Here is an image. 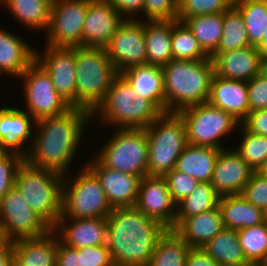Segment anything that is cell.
<instances>
[{
	"label": "cell",
	"instance_id": "6da1fadb",
	"mask_svg": "<svg viewBox=\"0 0 267 266\" xmlns=\"http://www.w3.org/2000/svg\"><path fill=\"white\" fill-rule=\"evenodd\" d=\"M91 122V113L78 107L37 120L33 142L24 153L25 161L38 168L68 174L82 144L85 128Z\"/></svg>",
	"mask_w": 267,
	"mask_h": 266
},
{
	"label": "cell",
	"instance_id": "7a4b0ae2",
	"mask_svg": "<svg viewBox=\"0 0 267 266\" xmlns=\"http://www.w3.org/2000/svg\"><path fill=\"white\" fill-rule=\"evenodd\" d=\"M167 230L135 207L113 208L107 217L106 244L114 266H147Z\"/></svg>",
	"mask_w": 267,
	"mask_h": 266
},
{
	"label": "cell",
	"instance_id": "3957f363",
	"mask_svg": "<svg viewBox=\"0 0 267 266\" xmlns=\"http://www.w3.org/2000/svg\"><path fill=\"white\" fill-rule=\"evenodd\" d=\"M165 113L205 103L210 93L214 75L213 62L210 59L180 60L172 59L162 67Z\"/></svg>",
	"mask_w": 267,
	"mask_h": 266
},
{
	"label": "cell",
	"instance_id": "277c9868",
	"mask_svg": "<svg viewBox=\"0 0 267 266\" xmlns=\"http://www.w3.org/2000/svg\"><path fill=\"white\" fill-rule=\"evenodd\" d=\"M162 112L148 99L137 97L132 86L118 73L112 80L103 102L91 114L102 124L118 129H144ZM94 117V118H93Z\"/></svg>",
	"mask_w": 267,
	"mask_h": 266
},
{
	"label": "cell",
	"instance_id": "5b68a950",
	"mask_svg": "<svg viewBox=\"0 0 267 266\" xmlns=\"http://www.w3.org/2000/svg\"><path fill=\"white\" fill-rule=\"evenodd\" d=\"M117 74L105 48L76 47V107L92 114Z\"/></svg>",
	"mask_w": 267,
	"mask_h": 266
},
{
	"label": "cell",
	"instance_id": "8992f818",
	"mask_svg": "<svg viewBox=\"0 0 267 266\" xmlns=\"http://www.w3.org/2000/svg\"><path fill=\"white\" fill-rule=\"evenodd\" d=\"M63 177L56 171L32 166L25 160L15 176V188L52 228L61 216Z\"/></svg>",
	"mask_w": 267,
	"mask_h": 266
},
{
	"label": "cell",
	"instance_id": "52a82bcc",
	"mask_svg": "<svg viewBox=\"0 0 267 266\" xmlns=\"http://www.w3.org/2000/svg\"><path fill=\"white\" fill-rule=\"evenodd\" d=\"M148 176H164L175 168L187 143L186 125L177 112L162 113L145 128Z\"/></svg>",
	"mask_w": 267,
	"mask_h": 266
},
{
	"label": "cell",
	"instance_id": "ba28073f",
	"mask_svg": "<svg viewBox=\"0 0 267 266\" xmlns=\"http://www.w3.org/2000/svg\"><path fill=\"white\" fill-rule=\"evenodd\" d=\"M80 168L73 180L63 177L59 218H107L112 207L98 178L85 164Z\"/></svg>",
	"mask_w": 267,
	"mask_h": 266
},
{
	"label": "cell",
	"instance_id": "9c48e42d",
	"mask_svg": "<svg viewBox=\"0 0 267 266\" xmlns=\"http://www.w3.org/2000/svg\"><path fill=\"white\" fill-rule=\"evenodd\" d=\"M94 156L104 167L143 178L148 176V140L144 129L115 128Z\"/></svg>",
	"mask_w": 267,
	"mask_h": 266
},
{
	"label": "cell",
	"instance_id": "30bf717a",
	"mask_svg": "<svg viewBox=\"0 0 267 266\" xmlns=\"http://www.w3.org/2000/svg\"><path fill=\"white\" fill-rule=\"evenodd\" d=\"M186 125L187 143L225 149V137L241 123L224 110L208 102L195 104L177 112ZM223 139V140H222Z\"/></svg>",
	"mask_w": 267,
	"mask_h": 266
},
{
	"label": "cell",
	"instance_id": "8fae6325",
	"mask_svg": "<svg viewBox=\"0 0 267 266\" xmlns=\"http://www.w3.org/2000/svg\"><path fill=\"white\" fill-rule=\"evenodd\" d=\"M0 226L10 242L37 238L52 230L15 186L0 199Z\"/></svg>",
	"mask_w": 267,
	"mask_h": 266
},
{
	"label": "cell",
	"instance_id": "7c38bea8",
	"mask_svg": "<svg viewBox=\"0 0 267 266\" xmlns=\"http://www.w3.org/2000/svg\"><path fill=\"white\" fill-rule=\"evenodd\" d=\"M19 78L23 82L26 112L36 121L63 114L71 108L54 89L50 76L36 61Z\"/></svg>",
	"mask_w": 267,
	"mask_h": 266
},
{
	"label": "cell",
	"instance_id": "4fadbf2b",
	"mask_svg": "<svg viewBox=\"0 0 267 266\" xmlns=\"http://www.w3.org/2000/svg\"><path fill=\"white\" fill-rule=\"evenodd\" d=\"M91 0H52L46 45L82 46V30Z\"/></svg>",
	"mask_w": 267,
	"mask_h": 266
},
{
	"label": "cell",
	"instance_id": "5bb4252c",
	"mask_svg": "<svg viewBox=\"0 0 267 266\" xmlns=\"http://www.w3.org/2000/svg\"><path fill=\"white\" fill-rule=\"evenodd\" d=\"M140 19H124L105 47L117 73L134 65L146 64L145 28L143 19Z\"/></svg>",
	"mask_w": 267,
	"mask_h": 266
},
{
	"label": "cell",
	"instance_id": "9a60e30c",
	"mask_svg": "<svg viewBox=\"0 0 267 266\" xmlns=\"http://www.w3.org/2000/svg\"><path fill=\"white\" fill-rule=\"evenodd\" d=\"M35 49V61L47 72L54 89L71 107H76V47L46 45Z\"/></svg>",
	"mask_w": 267,
	"mask_h": 266
},
{
	"label": "cell",
	"instance_id": "2e32d148",
	"mask_svg": "<svg viewBox=\"0 0 267 266\" xmlns=\"http://www.w3.org/2000/svg\"><path fill=\"white\" fill-rule=\"evenodd\" d=\"M134 207L167 229L174 230L176 203L163 176L141 178Z\"/></svg>",
	"mask_w": 267,
	"mask_h": 266
},
{
	"label": "cell",
	"instance_id": "e0dca14e",
	"mask_svg": "<svg viewBox=\"0 0 267 266\" xmlns=\"http://www.w3.org/2000/svg\"><path fill=\"white\" fill-rule=\"evenodd\" d=\"M253 173L234 148H225L219 152L210 183L220 197L240 195Z\"/></svg>",
	"mask_w": 267,
	"mask_h": 266
},
{
	"label": "cell",
	"instance_id": "ac0fdd59",
	"mask_svg": "<svg viewBox=\"0 0 267 266\" xmlns=\"http://www.w3.org/2000/svg\"><path fill=\"white\" fill-rule=\"evenodd\" d=\"M85 165L98 178L112 209L134 207L141 177L106 168L93 157Z\"/></svg>",
	"mask_w": 267,
	"mask_h": 266
},
{
	"label": "cell",
	"instance_id": "d6986e66",
	"mask_svg": "<svg viewBox=\"0 0 267 266\" xmlns=\"http://www.w3.org/2000/svg\"><path fill=\"white\" fill-rule=\"evenodd\" d=\"M123 20L106 0H91L82 30V46L105 48Z\"/></svg>",
	"mask_w": 267,
	"mask_h": 266
},
{
	"label": "cell",
	"instance_id": "ffe728a7",
	"mask_svg": "<svg viewBox=\"0 0 267 266\" xmlns=\"http://www.w3.org/2000/svg\"><path fill=\"white\" fill-rule=\"evenodd\" d=\"M52 229L68 247L97 246L106 244L107 218H59Z\"/></svg>",
	"mask_w": 267,
	"mask_h": 266
},
{
	"label": "cell",
	"instance_id": "44dd1931",
	"mask_svg": "<svg viewBox=\"0 0 267 266\" xmlns=\"http://www.w3.org/2000/svg\"><path fill=\"white\" fill-rule=\"evenodd\" d=\"M25 109L0 107V149L25 153L30 148L36 120Z\"/></svg>",
	"mask_w": 267,
	"mask_h": 266
},
{
	"label": "cell",
	"instance_id": "7402d4cb",
	"mask_svg": "<svg viewBox=\"0 0 267 266\" xmlns=\"http://www.w3.org/2000/svg\"><path fill=\"white\" fill-rule=\"evenodd\" d=\"M210 58L214 73L225 79L248 82L259 73L261 54L256 46L214 52Z\"/></svg>",
	"mask_w": 267,
	"mask_h": 266
},
{
	"label": "cell",
	"instance_id": "603a6c76",
	"mask_svg": "<svg viewBox=\"0 0 267 266\" xmlns=\"http://www.w3.org/2000/svg\"><path fill=\"white\" fill-rule=\"evenodd\" d=\"M207 102L242 123L250 112L247 82L225 79L214 73Z\"/></svg>",
	"mask_w": 267,
	"mask_h": 266
},
{
	"label": "cell",
	"instance_id": "cb8c5ba5",
	"mask_svg": "<svg viewBox=\"0 0 267 266\" xmlns=\"http://www.w3.org/2000/svg\"><path fill=\"white\" fill-rule=\"evenodd\" d=\"M58 235L52 229L37 238L12 242L13 266H56Z\"/></svg>",
	"mask_w": 267,
	"mask_h": 266
},
{
	"label": "cell",
	"instance_id": "d4e9b609",
	"mask_svg": "<svg viewBox=\"0 0 267 266\" xmlns=\"http://www.w3.org/2000/svg\"><path fill=\"white\" fill-rule=\"evenodd\" d=\"M120 74L132 86L135 95L151 101L165 113V91L162 67L144 64L124 69Z\"/></svg>",
	"mask_w": 267,
	"mask_h": 266
},
{
	"label": "cell",
	"instance_id": "484cf974",
	"mask_svg": "<svg viewBox=\"0 0 267 266\" xmlns=\"http://www.w3.org/2000/svg\"><path fill=\"white\" fill-rule=\"evenodd\" d=\"M0 28V76L18 79L35 61V49L24 38ZM2 74V75H1Z\"/></svg>",
	"mask_w": 267,
	"mask_h": 266
},
{
	"label": "cell",
	"instance_id": "4316f807",
	"mask_svg": "<svg viewBox=\"0 0 267 266\" xmlns=\"http://www.w3.org/2000/svg\"><path fill=\"white\" fill-rule=\"evenodd\" d=\"M221 211L218 206L185 218L174 231L190 248H202L224 229Z\"/></svg>",
	"mask_w": 267,
	"mask_h": 266
},
{
	"label": "cell",
	"instance_id": "83f0119b",
	"mask_svg": "<svg viewBox=\"0 0 267 266\" xmlns=\"http://www.w3.org/2000/svg\"><path fill=\"white\" fill-rule=\"evenodd\" d=\"M220 149L188 143L175 165V170L184 172L198 182L210 183Z\"/></svg>",
	"mask_w": 267,
	"mask_h": 266
},
{
	"label": "cell",
	"instance_id": "f1b7e54d",
	"mask_svg": "<svg viewBox=\"0 0 267 266\" xmlns=\"http://www.w3.org/2000/svg\"><path fill=\"white\" fill-rule=\"evenodd\" d=\"M218 207L227 229L239 230L263 223L264 211L240 195L221 196Z\"/></svg>",
	"mask_w": 267,
	"mask_h": 266
},
{
	"label": "cell",
	"instance_id": "f546056e",
	"mask_svg": "<svg viewBox=\"0 0 267 266\" xmlns=\"http://www.w3.org/2000/svg\"><path fill=\"white\" fill-rule=\"evenodd\" d=\"M146 64L163 67L172 60V20L144 21Z\"/></svg>",
	"mask_w": 267,
	"mask_h": 266
},
{
	"label": "cell",
	"instance_id": "4dcf8cb0",
	"mask_svg": "<svg viewBox=\"0 0 267 266\" xmlns=\"http://www.w3.org/2000/svg\"><path fill=\"white\" fill-rule=\"evenodd\" d=\"M52 0H1L0 7L3 5L11 16L20 24L44 33L47 31Z\"/></svg>",
	"mask_w": 267,
	"mask_h": 266
},
{
	"label": "cell",
	"instance_id": "1f68e13d",
	"mask_svg": "<svg viewBox=\"0 0 267 266\" xmlns=\"http://www.w3.org/2000/svg\"><path fill=\"white\" fill-rule=\"evenodd\" d=\"M202 249L221 266H239L248 263L240 246L237 230L224 228Z\"/></svg>",
	"mask_w": 267,
	"mask_h": 266
},
{
	"label": "cell",
	"instance_id": "d6a6232c",
	"mask_svg": "<svg viewBox=\"0 0 267 266\" xmlns=\"http://www.w3.org/2000/svg\"><path fill=\"white\" fill-rule=\"evenodd\" d=\"M210 57L218 48L223 30V13L198 15L182 20Z\"/></svg>",
	"mask_w": 267,
	"mask_h": 266
},
{
	"label": "cell",
	"instance_id": "836d02e7",
	"mask_svg": "<svg viewBox=\"0 0 267 266\" xmlns=\"http://www.w3.org/2000/svg\"><path fill=\"white\" fill-rule=\"evenodd\" d=\"M189 245L168 229L159 239L147 266H185Z\"/></svg>",
	"mask_w": 267,
	"mask_h": 266
},
{
	"label": "cell",
	"instance_id": "e575fe53",
	"mask_svg": "<svg viewBox=\"0 0 267 266\" xmlns=\"http://www.w3.org/2000/svg\"><path fill=\"white\" fill-rule=\"evenodd\" d=\"M220 196L211 183L199 182L195 190L176 205L174 229L185 219L218 206Z\"/></svg>",
	"mask_w": 267,
	"mask_h": 266
},
{
	"label": "cell",
	"instance_id": "d590c367",
	"mask_svg": "<svg viewBox=\"0 0 267 266\" xmlns=\"http://www.w3.org/2000/svg\"><path fill=\"white\" fill-rule=\"evenodd\" d=\"M252 46L240 12L232 6L223 12V30L215 52L232 51Z\"/></svg>",
	"mask_w": 267,
	"mask_h": 266
},
{
	"label": "cell",
	"instance_id": "8d00e7d4",
	"mask_svg": "<svg viewBox=\"0 0 267 266\" xmlns=\"http://www.w3.org/2000/svg\"><path fill=\"white\" fill-rule=\"evenodd\" d=\"M233 6L243 17L250 44L257 46L267 31V0H246Z\"/></svg>",
	"mask_w": 267,
	"mask_h": 266
},
{
	"label": "cell",
	"instance_id": "74e56055",
	"mask_svg": "<svg viewBox=\"0 0 267 266\" xmlns=\"http://www.w3.org/2000/svg\"><path fill=\"white\" fill-rule=\"evenodd\" d=\"M172 59L202 60L210 59L203 51L197 38L183 21L172 20Z\"/></svg>",
	"mask_w": 267,
	"mask_h": 266
},
{
	"label": "cell",
	"instance_id": "f35d334b",
	"mask_svg": "<svg viewBox=\"0 0 267 266\" xmlns=\"http://www.w3.org/2000/svg\"><path fill=\"white\" fill-rule=\"evenodd\" d=\"M237 234L246 260L260 264L267 256V226L261 223L239 229Z\"/></svg>",
	"mask_w": 267,
	"mask_h": 266
},
{
	"label": "cell",
	"instance_id": "ab89813d",
	"mask_svg": "<svg viewBox=\"0 0 267 266\" xmlns=\"http://www.w3.org/2000/svg\"><path fill=\"white\" fill-rule=\"evenodd\" d=\"M238 132L241 129V143L235 150L240 154L243 160L254 170L263 164L267 159V136L258 135L247 131L242 125L238 127Z\"/></svg>",
	"mask_w": 267,
	"mask_h": 266
},
{
	"label": "cell",
	"instance_id": "60d3db41",
	"mask_svg": "<svg viewBox=\"0 0 267 266\" xmlns=\"http://www.w3.org/2000/svg\"><path fill=\"white\" fill-rule=\"evenodd\" d=\"M233 5L231 0H179L178 1V20L184 18L223 13Z\"/></svg>",
	"mask_w": 267,
	"mask_h": 266
},
{
	"label": "cell",
	"instance_id": "b9f144b4",
	"mask_svg": "<svg viewBox=\"0 0 267 266\" xmlns=\"http://www.w3.org/2000/svg\"><path fill=\"white\" fill-rule=\"evenodd\" d=\"M24 153L0 149V199L15 185V176L24 161Z\"/></svg>",
	"mask_w": 267,
	"mask_h": 266
},
{
	"label": "cell",
	"instance_id": "7bdbcfd3",
	"mask_svg": "<svg viewBox=\"0 0 267 266\" xmlns=\"http://www.w3.org/2000/svg\"><path fill=\"white\" fill-rule=\"evenodd\" d=\"M168 185L171 197L176 205L186 197H188L199 183L190 175L173 169L163 176Z\"/></svg>",
	"mask_w": 267,
	"mask_h": 266
},
{
	"label": "cell",
	"instance_id": "ee69618b",
	"mask_svg": "<svg viewBox=\"0 0 267 266\" xmlns=\"http://www.w3.org/2000/svg\"><path fill=\"white\" fill-rule=\"evenodd\" d=\"M179 0H145L143 21L178 20Z\"/></svg>",
	"mask_w": 267,
	"mask_h": 266
},
{
	"label": "cell",
	"instance_id": "f6af8a7d",
	"mask_svg": "<svg viewBox=\"0 0 267 266\" xmlns=\"http://www.w3.org/2000/svg\"><path fill=\"white\" fill-rule=\"evenodd\" d=\"M246 201L265 211L267 209V178L254 172L240 194Z\"/></svg>",
	"mask_w": 267,
	"mask_h": 266
},
{
	"label": "cell",
	"instance_id": "bcb514c9",
	"mask_svg": "<svg viewBox=\"0 0 267 266\" xmlns=\"http://www.w3.org/2000/svg\"><path fill=\"white\" fill-rule=\"evenodd\" d=\"M247 93L250 112L267 109V78L256 75L248 81Z\"/></svg>",
	"mask_w": 267,
	"mask_h": 266
},
{
	"label": "cell",
	"instance_id": "7dc6e473",
	"mask_svg": "<svg viewBox=\"0 0 267 266\" xmlns=\"http://www.w3.org/2000/svg\"><path fill=\"white\" fill-rule=\"evenodd\" d=\"M82 253V266H114L107 244L76 249Z\"/></svg>",
	"mask_w": 267,
	"mask_h": 266
},
{
	"label": "cell",
	"instance_id": "c3c4849f",
	"mask_svg": "<svg viewBox=\"0 0 267 266\" xmlns=\"http://www.w3.org/2000/svg\"><path fill=\"white\" fill-rule=\"evenodd\" d=\"M123 19L137 20L143 14L145 0H106ZM134 16V17H133Z\"/></svg>",
	"mask_w": 267,
	"mask_h": 266
},
{
	"label": "cell",
	"instance_id": "681fc988",
	"mask_svg": "<svg viewBox=\"0 0 267 266\" xmlns=\"http://www.w3.org/2000/svg\"><path fill=\"white\" fill-rule=\"evenodd\" d=\"M241 125L251 133L267 136V109L249 112Z\"/></svg>",
	"mask_w": 267,
	"mask_h": 266
},
{
	"label": "cell",
	"instance_id": "f907efd6",
	"mask_svg": "<svg viewBox=\"0 0 267 266\" xmlns=\"http://www.w3.org/2000/svg\"><path fill=\"white\" fill-rule=\"evenodd\" d=\"M56 266H82V253L63 244L58 237Z\"/></svg>",
	"mask_w": 267,
	"mask_h": 266
},
{
	"label": "cell",
	"instance_id": "816d5d0a",
	"mask_svg": "<svg viewBox=\"0 0 267 266\" xmlns=\"http://www.w3.org/2000/svg\"><path fill=\"white\" fill-rule=\"evenodd\" d=\"M185 266H221L210 257L202 248H190Z\"/></svg>",
	"mask_w": 267,
	"mask_h": 266
},
{
	"label": "cell",
	"instance_id": "f5cc1de1",
	"mask_svg": "<svg viewBox=\"0 0 267 266\" xmlns=\"http://www.w3.org/2000/svg\"><path fill=\"white\" fill-rule=\"evenodd\" d=\"M0 266H13L12 242L0 252Z\"/></svg>",
	"mask_w": 267,
	"mask_h": 266
},
{
	"label": "cell",
	"instance_id": "db71d44e",
	"mask_svg": "<svg viewBox=\"0 0 267 266\" xmlns=\"http://www.w3.org/2000/svg\"><path fill=\"white\" fill-rule=\"evenodd\" d=\"M259 53L261 54V57H267V31L264 35L263 39L260 41V43L256 46Z\"/></svg>",
	"mask_w": 267,
	"mask_h": 266
},
{
	"label": "cell",
	"instance_id": "11a10c76",
	"mask_svg": "<svg viewBox=\"0 0 267 266\" xmlns=\"http://www.w3.org/2000/svg\"><path fill=\"white\" fill-rule=\"evenodd\" d=\"M258 75L263 78H267V57H261Z\"/></svg>",
	"mask_w": 267,
	"mask_h": 266
},
{
	"label": "cell",
	"instance_id": "9f6ffc18",
	"mask_svg": "<svg viewBox=\"0 0 267 266\" xmlns=\"http://www.w3.org/2000/svg\"><path fill=\"white\" fill-rule=\"evenodd\" d=\"M10 243L5 235V232L0 226V252Z\"/></svg>",
	"mask_w": 267,
	"mask_h": 266
},
{
	"label": "cell",
	"instance_id": "6f0895ef",
	"mask_svg": "<svg viewBox=\"0 0 267 266\" xmlns=\"http://www.w3.org/2000/svg\"><path fill=\"white\" fill-rule=\"evenodd\" d=\"M256 173H258L260 176H263V177L267 178V159L257 169Z\"/></svg>",
	"mask_w": 267,
	"mask_h": 266
},
{
	"label": "cell",
	"instance_id": "680465c9",
	"mask_svg": "<svg viewBox=\"0 0 267 266\" xmlns=\"http://www.w3.org/2000/svg\"><path fill=\"white\" fill-rule=\"evenodd\" d=\"M239 266H261V264H258V263H246V264H243V265H239Z\"/></svg>",
	"mask_w": 267,
	"mask_h": 266
},
{
	"label": "cell",
	"instance_id": "91938a15",
	"mask_svg": "<svg viewBox=\"0 0 267 266\" xmlns=\"http://www.w3.org/2000/svg\"><path fill=\"white\" fill-rule=\"evenodd\" d=\"M263 223L267 226V209L264 211Z\"/></svg>",
	"mask_w": 267,
	"mask_h": 266
},
{
	"label": "cell",
	"instance_id": "94428289",
	"mask_svg": "<svg viewBox=\"0 0 267 266\" xmlns=\"http://www.w3.org/2000/svg\"><path fill=\"white\" fill-rule=\"evenodd\" d=\"M243 1H246V0H231V3H232V5H236V4L243 2Z\"/></svg>",
	"mask_w": 267,
	"mask_h": 266
},
{
	"label": "cell",
	"instance_id": "6125c7cd",
	"mask_svg": "<svg viewBox=\"0 0 267 266\" xmlns=\"http://www.w3.org/2000/svg\"><path fill=\"white\" fill-rule=\"evenodd\" d=\"M260 264L261 266H267V256L264 258V260Z\"/></svg>",
	"mask_w": 267,
	"mask_h": 266
}]
</instances>
